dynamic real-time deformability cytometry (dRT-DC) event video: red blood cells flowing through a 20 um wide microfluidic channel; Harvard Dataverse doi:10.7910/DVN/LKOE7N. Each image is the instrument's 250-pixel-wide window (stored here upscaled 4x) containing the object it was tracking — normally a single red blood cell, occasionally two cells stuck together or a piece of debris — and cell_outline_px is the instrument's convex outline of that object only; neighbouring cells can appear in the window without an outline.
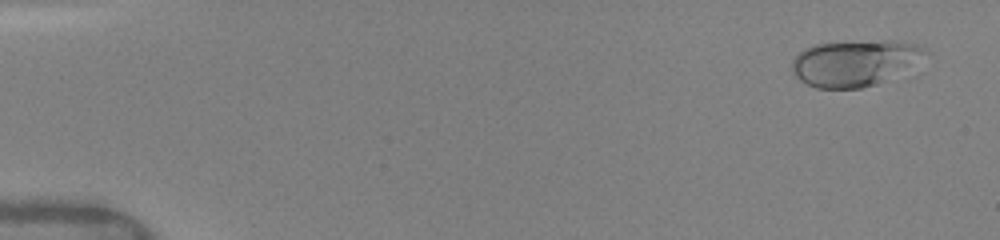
{"species": "human", "species_latin": "Homo sapiens", "temperature_condition": "warm", "stored_images_in_passage": 17, "camera_frame_rate_fps": 3000, "um_per_image_px": 0.085, "donor": {"sex": "female"}, "frame": {"image": 1, "passage_image": 2, "time_ms": 0.667, "image_size_px": [1000, 240], "cell_outline_px": [[928, 52], [884, 80], [876, 84], [860, 88], [816, 88], [800, 80], [792, 72], [792, 60], [804, 48], [816, 44], [884, 40], [888, 40], [916, 44], [924, 48]], "centroid_in_image_um": [72.54, 5.34], "position_along_channel_um": 12.5, "area_um2": 34.68}}
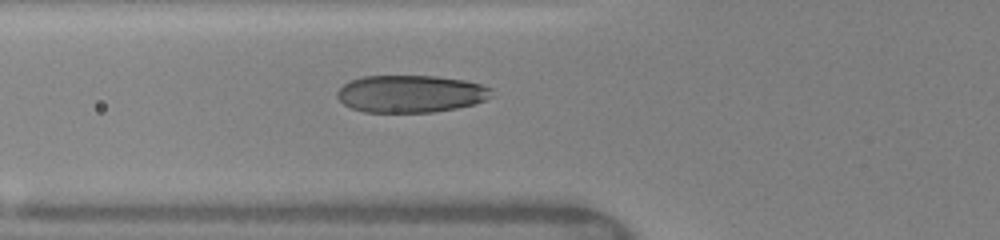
{"frame": {"image": 2, "passage_image": 14, "time_ms": 6.0, "image_size_px": [1000, 240], "cell_outline_px": [[492, 96], [484, 100], [472, 104], [456, 108], [432, 112], [364, 112], [352, 108], [344, 104], [336, 96], [336, 92], [348, 80], [364, 76], [436, 76], [464, 80], [480, 84], [492, 88]], "centroid_in_image_um": [34.88, 7.97], "position_along_channel_um": 90.9, "area_um2": 33.58}}
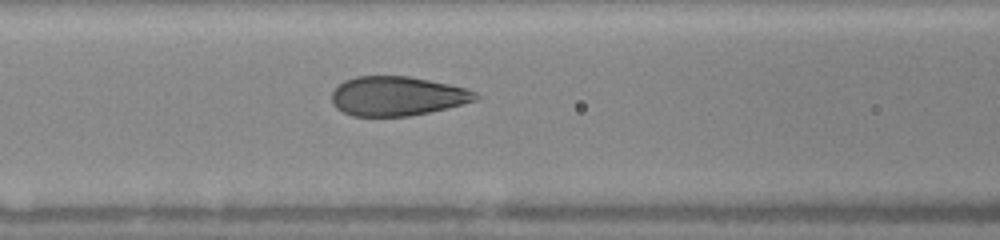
{"frame": {"image": 3, "passage_image": 17, "time_ms": 7.0, "image_size_px": [1000, 240], "cell_outline_px": [[484, 96], [476, 100], [448, 108], [408, 116], [352, 116], [336, 108], [332, 104], [332, 92], [344, 80], [356, 76], [408, 76], [448, 84], [464, 88], [476, 92]], "centroid_in_image_um": [33.77, 8.17], "position_along_channel_um": 132.8, "area_um2": 32.95}}